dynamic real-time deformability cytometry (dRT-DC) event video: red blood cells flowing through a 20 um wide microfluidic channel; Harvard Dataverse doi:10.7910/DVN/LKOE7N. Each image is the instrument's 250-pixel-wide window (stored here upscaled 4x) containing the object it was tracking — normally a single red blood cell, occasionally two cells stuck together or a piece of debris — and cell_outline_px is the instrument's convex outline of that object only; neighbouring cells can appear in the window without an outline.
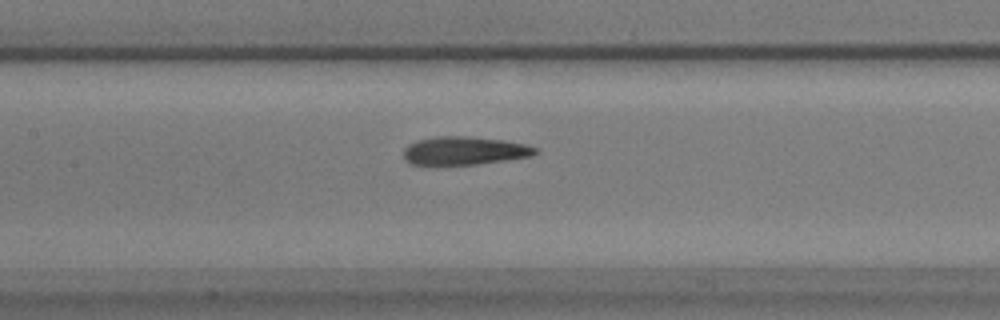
{"species": "common noctule bat (a hibernating species)", "species_latin": "Nyctalus noctula", "temperature_condition": "warm", "stored_images_in_passage": 41, "camera_frame_rate_fps": 3000, "um_per_image_px": 0.085, "animal": {"sex": "male", "body_mass_g": 17.9}, "frame": {"image": 1, "passage_image": 14, "time_ms": 4.333, "image_size_px": [1000, 320], "cell_outline_px": [[540, 152], [532, 156], [508, 160], [476, 164], [436, 168], [408, 164], [404, 160], [404, 148], [408, 144], [416, 140], [436, 136], [468, 136], [504, 140], [524, 144], [540, 148]], "centroid_in_image_um": [39.41, 12.86], "position_along_channel_um": 168.0, "area_um2": 22.89}}
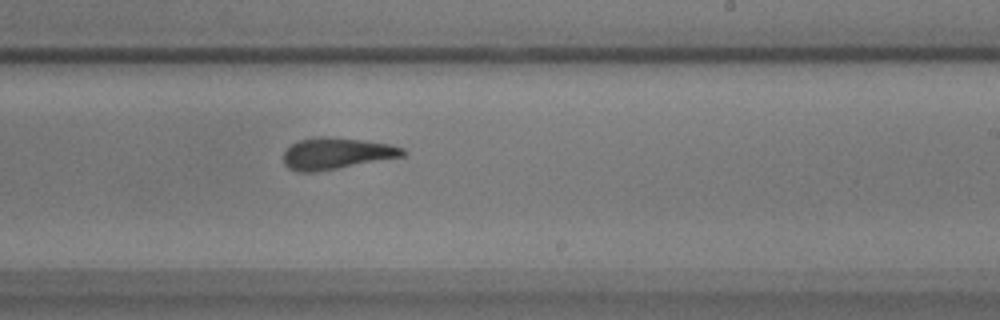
{"frame": {"image": 2, "passage_image": 22, "time_ms": 7.0, "image_size_px": [1000, 320], "cell_outline_px": [[408, 152], [404, 156], [336, 168], [312, 172], [300, 172], [288, 168], [284, 164], [284, 152], [292, 144], [300, 140], [316, 136], [328, 136], [364, 140], [388, 144], [404, 148]], "centroid_in_image_um": [28.6, 13.03], "position_along_channel_um": 260.4, "area_um2": 21.73}}
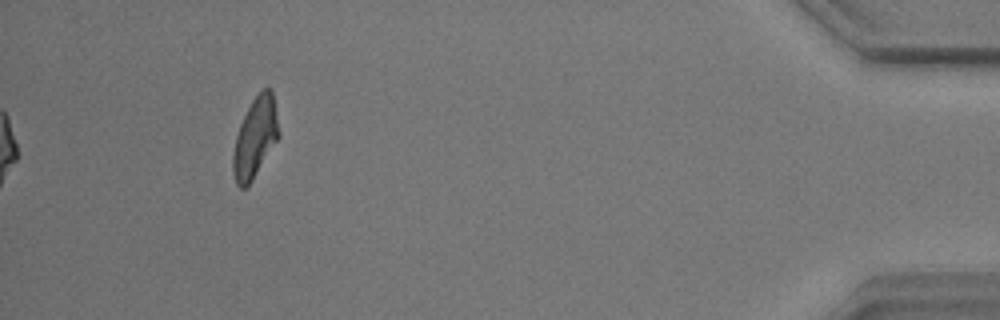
{"frame": {"image": 3, "passage_image": 41, "time_ms": 13.333, "image_size_px": [1000, 320], "cell_outline_px": [[280, 136], [252, 180], [244, 188], [240, 188], [236, 184], [232, 172], [232, 152], [236, 136], [240, 124], [252, 100], [268, 84], [272, 88], [280, 132]], "centroid_in_image_um": [21.69, 11.68], "position_along_channel_um": 413.5, "area_um2": 21.44}, "authors_computed_cell_mechanics": {"area_um2": 22.6576, "velocity_mm_per_s": 3.4873, "shape_relaxation_time_tau1_ms": 5.6558, "shape_relaxation_time_tau2_ms": 2.9104, "deformation_change_tau1": 0.1797, "deformation_change_tau2": 0.1282}}